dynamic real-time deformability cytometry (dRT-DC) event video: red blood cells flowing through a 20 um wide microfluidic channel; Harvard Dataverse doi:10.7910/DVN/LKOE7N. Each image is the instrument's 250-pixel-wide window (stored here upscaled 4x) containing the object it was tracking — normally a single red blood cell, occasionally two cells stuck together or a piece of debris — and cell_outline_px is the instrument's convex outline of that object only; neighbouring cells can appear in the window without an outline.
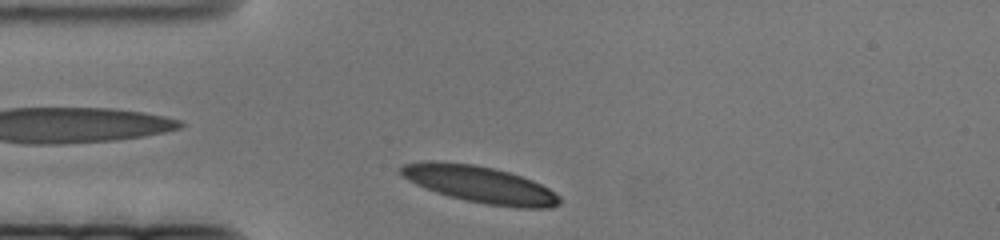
{"species": "human", "species_latin": "Homo sapiens", "temperature_condition": "cold", "stored_images_in_passage": 48, "camera_frame_rate_fps": 3000, "um_per_image_px": 0.085, "donor": {"sex": "female"}, "frame": {"image": 1, "passage_image": 2, "time_ms": 0.333, "image_size_px": [1000, 240], "cell_outline_px": [[560, 204], [548, 208], [516, 208], [484, 204], [464, 200], [448, 196], [436, 192], [416, 184], [408, 180], [400, 172], [400, 168], [404, 164], [428, 160], [436, 160], [472, 164], [492, 168], [508, 172], [532, 180], [548, 188], [560, 196]], "centroid_in_image_um": [40.79, 15.68], "position_along_channel_um": 44.2, "area_um2": 33.99}}
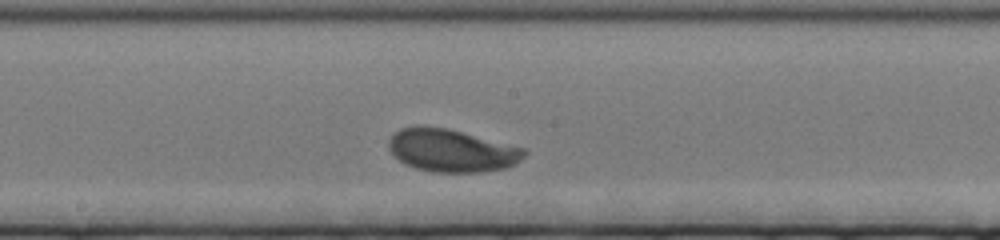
{"frame": {"image": 2, "passage_image": 24, "time_ms": 7.667, "image_size_px": [1000, 240], "cell_outline_px": [[528, 152], [516, 164], [504, 168], [480, 172], [432, 172], [416, 168], [404, 164], [388, 148], [388, 140], [400, 128], [416, 124], [424, 124], [448, 128], [524, 148]], "centroid_in_image_um": [38.36, 12.77], "position_along_channel_um": 209.8, "area_um2": 33.99}}
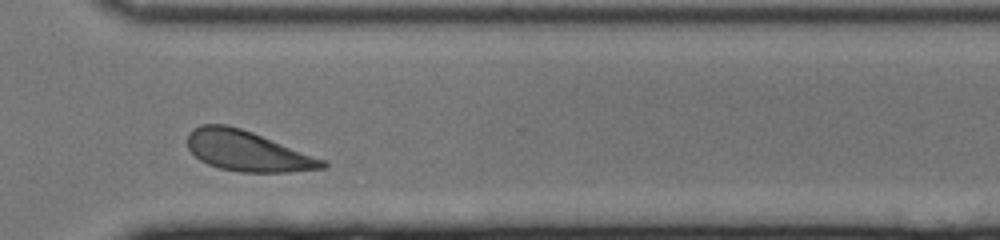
{"frame": {"image": 3, "passage_image": 41, "time_ms": 13.333, "image_size_px": [1000, 240], "cell_outline_px": [[328, 164], [324, 168], [288, 172], [240, 172], [220, 168], [208, 164], [200, 160], [188, 148], [188, 132], [192, 128], [200, 124], [228, 124], [252, 132], [328, 160]], "centroid_in_image_um": [21.05, 12.83], "position_along_channel_um": 349.6, "area_um2": 31.85}}